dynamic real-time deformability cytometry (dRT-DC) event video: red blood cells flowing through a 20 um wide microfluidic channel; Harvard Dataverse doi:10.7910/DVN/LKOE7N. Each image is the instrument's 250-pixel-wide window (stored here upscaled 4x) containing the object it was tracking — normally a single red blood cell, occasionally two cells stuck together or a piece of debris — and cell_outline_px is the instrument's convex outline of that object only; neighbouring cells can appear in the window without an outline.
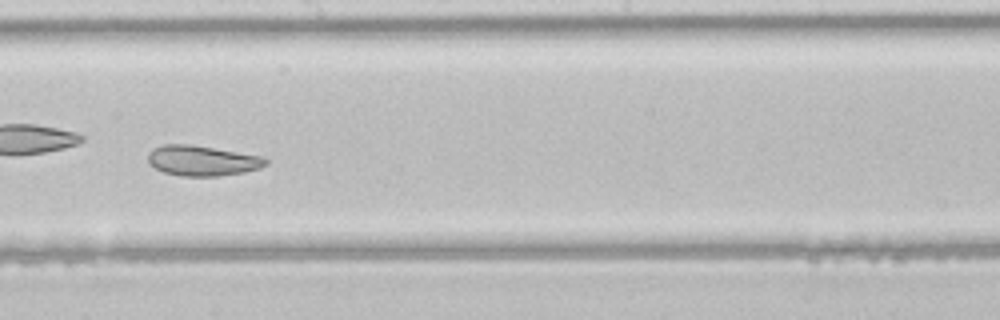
{"species": "common noctule bat (a hibernating species)", "species_latin": "Nyctalus noctula", "temperature_condition": "room temperature", "stored_images_in_passage": 47, "camera_frame_rate_fps": 3000, "um_per_image_px": 0.085, "animal": {"sex": "male", "body_mass_g": 21.5, "forearm_length_mm": 52.0}, "frame": {"image": 1, "passage_image": 27, "time_ms": 8.667, "image_size_px": [1000, 320], "cell_outline_px": [[268, 164], [260, 168], [244, 172], [216, 176], [180, 176], [164, 172], [148, 164], [148, 152], [152, 148], [164, 144], [188, 144], [264, 156], [268, 160]], "centroid_in_image_um": [17.18, 13.65], "position_along_channel_um": 231.0, "area_um2": 20.87}}